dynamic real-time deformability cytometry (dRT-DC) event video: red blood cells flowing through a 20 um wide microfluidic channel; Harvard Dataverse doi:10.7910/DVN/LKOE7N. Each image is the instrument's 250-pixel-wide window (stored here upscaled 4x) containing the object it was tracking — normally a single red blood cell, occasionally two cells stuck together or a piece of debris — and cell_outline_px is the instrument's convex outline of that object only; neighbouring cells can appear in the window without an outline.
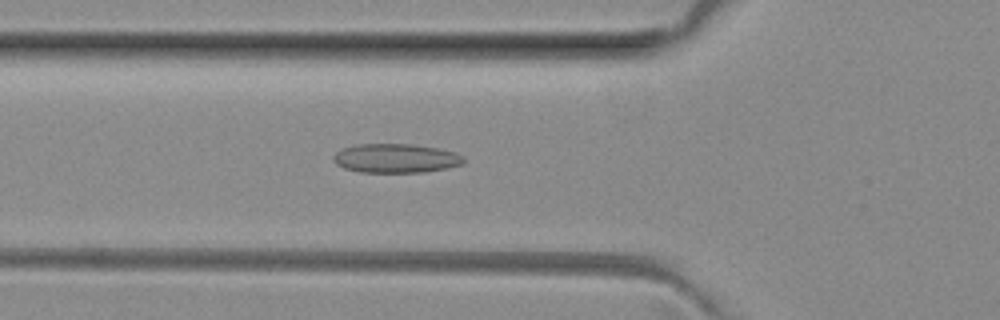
{"species": "common noctule bat (a hibernating species)", "species_latin": "Nyctalus noctula", "temperature_condition": "room temperature", "stored_images_in_passage": 50, "camera_frame_rate_fps": 3000, "um_per_image_px": 0.085, "animal": {"sex": "female", "body_mass_g": 29.2, "forearm_length_mm": 56.3}, "frame": {"image": 1, "passage_image": 17, "time_ms": 5.333, "image_size_px": [1000, 320], "cell_outline_px": [[464, 164], [448, 168], [424, 172], [360, 172], [344, 168], [336, 164], [332, 160], [332, 156], [336, 152], [344, 148], [356, 144], [412, 144], [440, 148], [456, 152], [464, 156]], "centroid_in_image_um": [33.67, 13.45], "position_along_channel_um": 92.1, "area_um2": 22.31}}
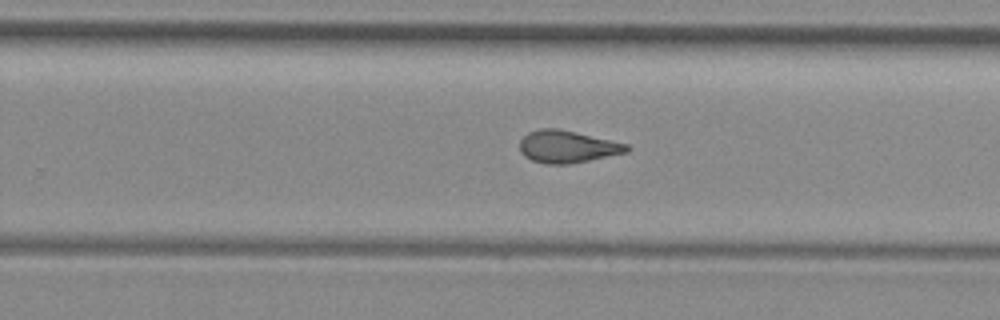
{"frame": {"image": 2, "passage_image": 31, "time_ms": 10.0, "image_size_px": [1000, 320], "cell_outline_px": [[632, 148], [628, 152], [568, 164], [544, 164], [532, 160], [524, 156], [520, 152], [520, 140], [528, 132], [540, 128], [560, 128], [628, 144]], "centroid_in_image_um": [48.22, 12.46], "position_along_channel_um": 281.6, "area_um2": 20.23}}
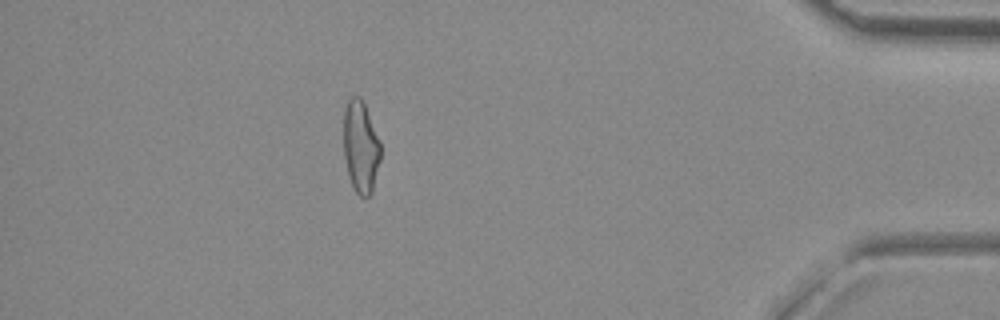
{"frame": {"image": 3, "passage_image": 44, "time_ms": 14.333, "image_size_px": [1000, 320], "cell_outline_px": [[380, 160], [372, 192], [368, 196], [360, 196], [356, 192], [352, 184], [348, 172], [344, 156], [344, 108], [348, 100], [352, 96], [360, 96], [364, 104], [380, 144]], "centroid_in_image_um": [30.65, 12.48], "position_along_channel_um": 404.6, "area_um2": 19.42}, "authors_computed_cell_mechanics": {"area_um2": 20.4323, "velocity_mm_per_s": 4.063, "shape_relaxation_time_tau1_ms": null, "shape_relaxation_time_tau2_ms": 1.3751, "deformation_change_tau1": null, "deformation_change_tau2": 0.0831}}